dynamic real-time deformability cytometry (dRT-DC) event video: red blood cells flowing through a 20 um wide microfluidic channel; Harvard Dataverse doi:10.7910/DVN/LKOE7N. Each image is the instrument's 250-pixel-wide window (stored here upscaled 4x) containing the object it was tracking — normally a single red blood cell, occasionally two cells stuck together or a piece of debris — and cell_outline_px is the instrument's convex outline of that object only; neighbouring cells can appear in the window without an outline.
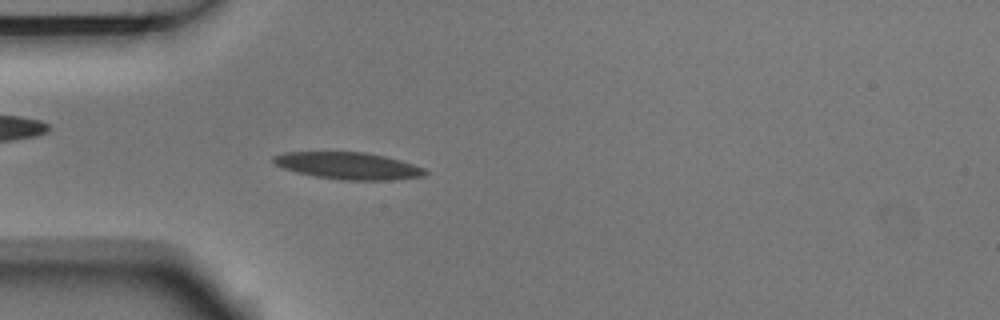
{"species": "Egyptian fruit bat (a non-hibernating species)", "species_latin": "Rousettus aegyptiacus", "temperature_condition": "room temperature", "stored_images_in_passage": 4, "camera_frame_rate_fps": 3000, "um_per_image_px": 0.085, "animal": {"sex": "male"}, "frame": {"image": 1, "passage_image": 4, "time_ms": 1.0, "image_size_px": [1000, 320], "cell_outline_px": [[428, 172], [424, 176], [392, 180], [340, 180], [312, 176], [296, 172], [272, 164], [272, 156], [284, 152], [364, 152], [384, 156], [400, 160], [424, 168]], "centroid_in_image_um": [29.56, 14.09], "position_along_channel_um": 55.4, "area_um2": 23.99}}